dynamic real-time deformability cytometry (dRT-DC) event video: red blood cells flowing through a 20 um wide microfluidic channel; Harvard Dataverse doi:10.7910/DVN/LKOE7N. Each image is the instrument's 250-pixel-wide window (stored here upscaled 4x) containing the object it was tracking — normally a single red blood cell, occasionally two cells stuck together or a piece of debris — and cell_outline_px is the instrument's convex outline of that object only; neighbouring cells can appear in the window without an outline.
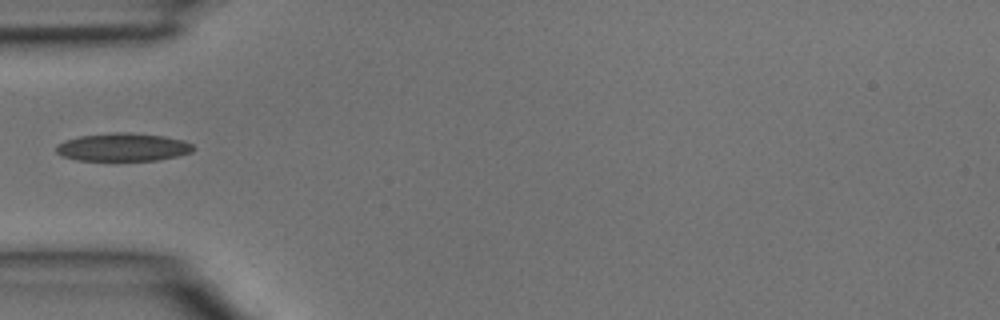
{"species": "common noctule bat (a hibernating species)", "species_latin": "Nyctalus noctula", "temperature_condition": "room temperature", "stored_images_in_passage": 3, "camera_frame_rate_fps": 3000, "um_per_image_px": 0.085, "animal": {"sex": "male", "body_mass_g": 15.6}, "frame": {"image": 1, "passage_image": 3, "time_ms": 0.667, "image_size_px": [1000, 320], "cell_outline_px": [[196, 148], [192, 152], [176, 156], [156, 160], [76, 160], [60, 156], [56, 152], [56, 144], [64, 140], [80, 136], [112, 132], [128, 132], [164, 136], [184, 140], [192, 144]], "centroid_in_image_um": [10.43, 12.5], "position_along_channel_um": 74.6, "area_um2": 22.54}}